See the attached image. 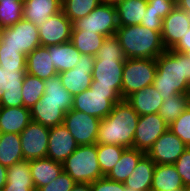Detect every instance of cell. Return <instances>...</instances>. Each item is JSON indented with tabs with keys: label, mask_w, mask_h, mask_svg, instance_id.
<instances>
[{
	"label": "cell",
	"mask_w": 190,
	"mask_h": 191,
	"mask_svg": "<svg viewBox=\"0 0 190 191\" xmlns=\"http://www.w3.org/2000/svg\"><path fill=\"white\" fill-rule=\"evenodd\" d=\"M153 86L163 99L190 91V59L174 50H165L156 58Z\"/></svg>",
	"instance_id": "obj_1"
},
{
	"label": "cell",
	"mask_w": 190,
	"mask_h": 191,
	"mask_svg": "<svg viewBox=\"0 0 190 191\" xmlns=\"http://www.w3.org/2000/svg\"><path fill=\"white\" fill-rule=\"evenodd\" d=\"M139 114L122 99L114 104L112 111L100 121L96 144L133 147Z\"/></svg>",
	"instance_id": "obj_2"
},
{
	"label": "cell",
	"mask_w": 190,
	"mask_h": 191,
	"mask_svg": "<svg viewBox=\"0 0 190 191\" xmlns=\"http://www.w3.org/2000/svg\"><path fill=\"white\" fill-rule=\"evenodd\" d=\"M125 60L118 37L107 36L95 56L91 85L114 87L121 94Z\"/></svg>",
	"instance_id": "obj_3"
},
{
	"label": "cell",
	"mask_w": 190,
	"mask_h": 191,
	"mask_svg": "<svg viewBox=\"0 0 190 191\" xmlns=\"http://www.w3.org/2000/svg\"><path fill=\"white\" fill-rule=\"evenodd\" d=\"M161 32L148 29L139 24L119 26L115 35L119 39L126 59H156L166 50L162 43Z\"/></svg>",
	"instance_id": "obj_4"
},
{
	"label": "cell",
	"mask_w": 190,
	"mask_h": 191,
	"mask_svg": "<svg viewBox=\"0 0 190 191\" xmlns=\"http://www.w3.org/2000/svg\"><path fill=\"white\" fill-rule=\"evenodd\" d=\"M120 100L121 94L114 87L90 85L89 89L73 96L72 109L102 120Z\"/></svg>",
	"instance_id": "obj_5"
},
{
	"label": "cell",
	"mask_w": 190,
	"mask_h": 191,
	"mask_svg": "<svg viewBox=\"0 0 190 191\" xmlns=\"http://www.w3.org/2000/svg\"><path fill=\"white\" fill-rule=\"evenodd\" d=\"M63 171L76 183H92L104 175L97 156V144L81 145L63 162Z\"/></svg>",
	"instance_id": "obj_6"
},
{
	"label": "cell",
	"mask_w": 190,
	"mask_h": 191,
	"mask_svg": "<svg viewBox=\"0 0 190 191\" xmlns=\"http://www.w3.org/2000/svg\"><path fill=\"white\" fill-rule=\"evenodd\" d=\"M157 72L156 59L128 58L123 66L121 97L126 99L136 91L153 85Z\"/></svg>",
	"instance_id": "obj_7"
},
{
	"label": "cell",
	"mask_w": 190,
	"mask_h": 191,
	"mask_svg": "<svg viewBox=\"0 0 190 191\" xmlns=\"http://www.w3.org/2000/svg\"><path fill=\"white\" fill-rule=\"evenodd\" d=\"M72 30L90 31L104 36L116 34L118 29L115 5L101 3L91 13L72 22Z\"/></svg>",
	"instance_id": "obj_8"
},
{
	"label": "cell",
	"mask_w": 190,
	"mask_h": 191,
	"mask_svg": "<svg viewBox=\"0 0 190 191\" xmlns=\"http://www.w3.org/2000/svg\"><path fill=\"white\" fill-rule=\"evenodd\" d=\"M38 46H41L38 27L24 18L12 26L6 27L0 42V47H12L25 55Z\"/></svg>",
	"instance_id": "obj_9"
},
{
	"label": "cell",
	"mask_w": 190,
	"mask_h": 191,
	"mask_svg": "<svg viewBox=\"0 0 190 191\" xmlns=\"http://www.w3.org/2000/svg\"><path fill=\"white\" fill-rule=\"evenodd\" d=\"M100 119L70 109L65 113L63 124L69 130L79 146L96 144L98 138Z\"/></svg>",
	"instance_id": "obj_10"
},
{
	"label": "cell",
	"mask_w": 190,
	"mask_h": 191,
	"mask_svg": "<svg viewBox=\"0 0 190 191\" xmlns=\"http://www.w3.org/2000/svg\"><path fill=\"white\" fill-rule=\"evenodd\" d=\"M49 128L31 121L20 133L21 149L24 160L46 158Z\"/></svg>",
	"instance_id": "obj_11"
},
{
	"label": "cell",
	"mask_w": 190,
	"mask_h": 191,
	"mask_svg": "<svg viewBox=\"0 0 190 191\" xmlns=\"http://www.w3.org/2000/svg\"><path fill=\"white\" fill-rule=\"evenodd\" d=\"M74 68L59 73L62 85L72 96L90 88L95 57L81 54Z\"/></svg>",
	"instance_id": "obj_12"
},
{
	"label": "cell",
	"mask_w": 190,
	"mask_h": 191,
	"mask_svg": "<svg viewBox=\"0 0 190 191\" xmlns=\"http://www.w3.org/2000/svg\"><path fill=\"white\" fill-rule=\"evenodd\" d=\"M168 129L169 125L158 113L139 116L133 148L147 153L155 141Z\"/></svg>",
	"instance_id": "obj_13"
},
{
	"label": "cell",
	"mask_w": 190,
	"mask_h": 191,
	"mask_svg": "<svg viewBox=\"0 0 190 191\" xmlns=\"http://www.w3.org/2000/svg\"><path fill=\"white\" fill-rule=\"evenodd\" d=\"M26 68H5L0 66V106H23L22 84Z\"/></svg>",
	"instance_id": "obj_14"
},
{
	"label": "cell",
	"mask_w": 190,
	"mask_h": 191,
	"mask_svg": "<svg viewBox=\"0 0 190 191\" xmlns=\"http://www.w3.org/2000/svg\"><path fill=\"white\" fill-rule=\"evenodd\" d=\"M188 146L170 129L146 153L155 164H174Z\"/></svg>",
	"instance_id": "obj_15"
},
{
	"label": "cell",
	"mask_w": 190,
	"mask_h": 191,
	"mask_svg": "<svg viewBox=\"0 0 190 191\" xmlns=\"http://www.w3.org/2000/svg\"><path fill=\"white\" fill-rule=\"evenodd\" d=\"M72 22L61 11L51 16L38 27L41 46L58 45L69 42L72 34Z\"/></svg>",
	"instance_id": "obj_16"
},
{
	"label": "cell",
	"mask_w": 190,
	"mask_h": 191,
	"mask_svg": "<svg viewBox=\"0 0 190 191\" xmlns=\"http://www.w3.org/2000/svg\"><path fill=\"white\" fill-rule=\"evenodd\" d=\"M189 29L190 14L176 6L163 19L161 39L165 49H173Z\"/></svg>",
	"instance_id": "obj_17"
},
{
	"label": "cell",
	"mask_w": 190,
	"mask_h": 191,
	"mask_svg": "<svg viewBox=\"0 0 190 191\" xmlns=\"http://www.w3.org/2000/svg\"><path fill=\"white\" fill-rule=\"evenodd\" d=\"M78 146L64 124L49 128L47 158L63 163Z\"/></svg>",
	"instance_id": "obj_18"
},
{
	"label": "cell",
	"mask_w": 190,
	"mask_h": 191,
	"mask_svg": "<svg viewBox=\"0 0 190 191\" xmlns=\"http://www.w3.org/2000/svg\"><path fill=\"white\" fill-rule=\"evenodd\" d=\"M73 103H53L37 101L31 108V120L47 127L62 125L65 113L72 109Z\"/></svg>",
	"instance_id": "obj_19"
},
{
	"label": "cell",
	"mask_w": 190,
	"mask_h": 191,
	"mask_svg": "<svg viewBox=\"0 0 190 191\" xmlns=\"http://www.w3.org/2000/svg\"><path fill=\"white\" fill-rule=\"evenodd\" d=\"M61 11L62 0H24L23 2V18L37 27Z\"/></svg>",
	"instance_id": "obj_20"
},
{
	"label": "cell",
	"mask_w": 190,
	"mask_h": 191,
	"mask_svg": "<svg viewBox=\"0 0 190 191\" xmlns=\"http://www.w3.org/2000/svg\"><path fill=\"white\" fill-rule=\"evenodd\" d=\"M26 73L40 79L46 80L58 74L49 49L46 46H38L27 55Z\"/></svg>",
	"instance_id": "obj_21"
},
{
	"label": "cell",
	"mask_w": 190,
	"mask_h": 191,
	"mask_svg": "<svg viewBox=\"0 0 190 191\" xmlns=\"http://www.w3.org/2000/svg\"><path fill=\"white\" fill-rule=\"evenodd\" d=\"M126 101L139 114H156L163 103V98L153 85L134 92L126 98Z\"/></svg>",
	"instance_id": "obj_22"
},
{
	"label": "cell",
	"mask_w": 190,
	"mask_h": 191,
	"mask_svg": "<svg viewBox=\"0 0 190 191\" xmlns=\"http://www.w3.org/2000/svg\"><path fill=\"white\" fill-rule=\"evenodd\" d=\"M31 121L29 108L0 106V133L20 134Z\"/></svg>",
	"instance_id": "obj_23"
},
{
	"label": "cell",
	"mask_w": 190,
	"mask_h": 191,
	"mask_svg": "<svg viewBox=\"0 0 190 191\" xmlns=\"http://www.w3.org/2000/svg\"><path fill=\"white\" fill-rule=\"evenodd\" d=\"M29 163L35 190L50 184L63 172V163L47 157L30 160Z\"/></svg>",
	"instance_id": "obj_24"
},
{
	"label": "cell",
	"mask_w": 190,
	"mask_h": 191,
	"mask_svg": "<svg viewBox=\"0 0 190 191\" xmlns=\"http://www.w3.org/2000/svg\"><path fill=\"white\" fill-rule=\"evenodd\" d=\"M155 166V162L145 154L131 175L124 181V186L136 191H151Z\"/></svg>",
	"instance_id": "obj_25"
},
{
	"label": "cell",
	"mask_w": 190,
	"mask_h": 191,
	"mask_svg": "<svg viewBox=\"0 0 190 191\" xmlns=\"http://www.w3.org/2000/svg\"><path fill=\"white\" fill-rule=\"evenodd\" d=\"M185 189L182 178L173 164H156L151 191H174Z\"/></svg>",
	"instance_id": "obj_26"
},
{
	"label": "cell",
	"mask_w": 190,
	"mask_h": 191,
	"mask_svg": "<svg viewBox=\"0 0 190 191\" xmlns=\"http://www.w3.org/2000/svg\"><path fill=\"white\" fill-rule=\"evenodd\" d=\"M148 0H123L115 5L119 26L141 24L147 10Z\"/></svg>",
	"instance_id": "obj_27"
},
{
	"label": "cell",
	"mask_w": 190,
	"mask_h": 191,
	"mask_svg": "<svg viewBox=\"0 0 190 191\" xmlns=\"http://www.w3.org/2000/svg\"><path fill=\"white\" fill-rule=\"evenodd\" d=\"M49 55L52 58L58 74L64 71L70 70L80 60L81 53L75 48V46L69 41L58 45H49Z\"/></svg>",
	"instance_id": "obj_28"
},
{
	"label": "cell",
	"mask_w": 190,
	"mask_h": 191,
	"mask_svg": "<svg viewBox=\"0 0 190 191\" xmlns=\"http://www.w3.org/2000/svg\"><path fill=\"white\" fill-rule=\"evenodd\" d=\"M145 154V152L137 150L133 147L125 148L121 158L117 161V163L114 165L112 170L106 175V177L116 182L124 183V181L134 171L139 160Z\"/></svg>",
	"instance_id": "obj_29"
},
{
	"label": "cell",
	"mask_w": 190,
	"mask_h": 191,
	"mask_svg": "<svg viewBox=\"0 0 190 191\" xmlns=\"http://www.w3.org/2000/svg\"><path fill=\"white\" fill-rule=\"evenodd\" d=\"M22 160L20 134L0 133V164L8 168Z\"/></svg>",
	"instance_id": "obj_30"
},
{
	"label": "cell",
	"mask_w": 190,
	"mask_h": 191,
	"mask_svg": "<svg viewBox=\"0 0 190 191\" xmlns=\"http://www.w3.org/2000/svg\"><path fill=\"white\" fill-rule=\"evenodd\" d=\"M106 36L90 31L72 30L70 42L81 54L96 56Z\"/></svg>",
	"instance_id": "obj_31"
},
{
	"label": "cell",
	"mask_w": 190,
	"mask_h": 191,
	"mask_svg": "<svg viewBox=\"0 0 190 191\" xmlns=\"http://www.w3.org/2000/svg\"><path fill=\"white\" fill-rule=\"evenodd\" d=\"M44 87V95L40 99L41 102L73 103V96L62 85L58 74L44 80Z\"/></svg>",
	"instance_id": "obj_32"
},
{
	"label": "cell",
	"mask_w": 190,
	"mask_h": 191,
	"mask_svg": "<svg viewBox=\"0 0 190 191\" xmlns=\"http://www.w3.org/2000/svg\"><path fill=\"white\" fill-rule=\"evenodd\" d=\"M188 108V95L177 94L163 99L158 114L170 125L180 114Z\"/></svg>",
	"instance_id": "obj_33"
},
{
	"label": "cell",
	"mask_w": 190,
	"mask_h": 191,
	"mask_svg": "<svg viewBox=\"0 0 190 191\" xmlns=\"http://www.w3.org/2000/svg\"><path fill=\"white\" fill-rule=\"evenodd\" d=\"M44 80L25 74L22 84L23 106L31 108L44 95Z\"/></svg>",
	"instance_id": "obj_34"
},
{
	"label": "cell",
	"mask_w": 190,
	"mask_h": 191,
	"mask_svg": "<svg viewBox=\"0 0 190 191\" xmlns=\"http://www.w3.org/2000/svg\"><path fill=\"white\" fill-rule=\"evenodd\" d=\"M101 3V0H62V12L74 22L89 15Z\"/></svg>",
	"instance_id": "obj_35"
},
{
	"label": "cell",
	"mask_w": 190,
	"mask_h": 191,
	"mask_svg": "<svg viewBox=\"0 0 190 191\" xmlns=\"http://www.w3.org/2000/svg\"><path fill=\"white\" fill-rule=\"evenodd\" d=\"M125 147L119 145L97 144L98 163L101 172L106 176L121 158Z\"/></svg>",
	"instance_id": "obj_36"
},
{
	"label": "cell",
	"mask_w": 190,
	"mask_h": 191,
	"mask_svg": "<svg viewBox=\"0 0 190 191\" xmlns=\"http://www.w3.org/2000/svg\"><path fill=\"white\" fill-rule=\"evenodd\" d=\"M23 2L18 0H0V25L10 27L23 18Z\"/></svg>",
	"instance_id": "obj_37"
},
{
	"label": "cell",
	"mask_w": 190,
	"mask_h": 191,
	"mask_svg": "<svg viewBox=\"0 0 190 191\" xmlns=\"http://www.w3.org/2000/svg\"><path fill=\"white\" fill-rule=\"evenodd\" d=\"M27 55L12 47H0V66L5 68H26Z\"/></svg>",
	"instance_id": "obj_38"
},
{
	"label": "cell",
	"mask_w": 190,
	"mask_h": 191,
	"mask_svg": "<svg viewBox=\"0 0 190 191\" xmlns=\"http://www.w3.org/2000/svg\"><path fill=\"white\" fill-rule=\"evenodd\" d=\"M169 129L190 147V107L180 114L170 125Z\"/></svg>",
	"instance_id": "obj_39"
},
{
	"label": "cell",
	"mask_w": 190,
	"mask_h": 191,
	"mask_svg": "<svg viewBox=\"0 0 190 191\" xmlns=\"http://www.w3.org/2000/svg\"><path fill=\"white\" fill-rule=\"evenodd\" d=\"M7 182L33 183L29 161L22 160L8 167Z\"/></svg>",
	"instance_id": "obj_40"
},
{
	"label": "cell",
	"mask_w": 190,
	"mask_h": 191,
	"mask_svg": "<svg viewBox=\"0 0 190 191\" xmlns=\"http://www.w3.org/2000/svg\"><path fill=\"white\" fill-rule=\"evenodd\" d=\"M173 165L182 178L184 187L190 188V147L186 148Z\"/></svg>",
	"instance_id": "obj_41"
},
{
	"label": "cell",
	"mask_w": 190,
	"mask_h": 191,
	"mask_svg": "<svg viewBox=\"0 0 190 191\" xmlns=\"http://www.w3.org/2000/svg\"><path fill=\"white\" fill-rule=\"evenodd\" d=\"M75 185L76 182L63 171L57 179L46 186L38 188L36 191H70Z\"/></svg>",
	"instance_id": "obj_42"
},
{
	"label": "cell",
	"mask_w": 190,
	"mask_h": 191,
	"mask_svg": "<svg viewBox=\"0 0 190 191\" xmlns=\"http://www.w3.org/2000/svg\"><path fill=\"white\" fill-rule=\"evenodd\" d=\"M91 191H125V186L121 182L108 179L106 176L90 184Z\"/></svg>",
	"instance_id": "obj_43"
},
{
	"label": "cell",
	"mask_w": 190,
	"mask_h": 191,
	"mask_svg": "<svg viewBox=\"0 0 190 191\" xmlns=\"http://www.w3.org/2000/svg\"><path fill=\"white\" fill-rule=\"evenodd\" d=\"M177 2L166 0H148L147 9H152L158 13L162 20L176 7Z\"/></svg>",
	"instance_id": "obj_44"
},
{
	"label": "cell",
	"mask_w": 190,
	"mask_h": 191,
	"mask_svg": "<svg viewBox=\"0 0 190 191\" xmlns=\"http://www.w3.org/2000/svg\"><path fill=\"white\" fill-rule=\"evenodd\" d=\"M141 25L154 31H162L163 20L158 17V13L147 9L144 18L141 19Z\"/></svg>",
	"instance_id": "obj_45"
},
{
	"label": "cell",
	"mask_w": 190,
	"mask_h": 191,
	"mask_svg": "<svg viewBox=\"0 0 190 191\" xmlns=\"http://www.w3.org/2000/svg\"><path fill=\"white\" fill-rule=\"evenodd\" d=\"M1 191H36L34 183L6 182Z\"/></svg>",
	"instance_id": "obj_46"
},
{
	"label": "cell",
	"mask_w": 190,
	"mask_h": 191,
	"mask_svg": "<svg viewBox=\"0 0 190 191\" xmlns=\"http://www.w3.org/2000/svg\"><path fill=\"white\" fill-rule=\"evenodd\" d=\"M172 50L183 54L190 50V29Z\"/></svg>",
	"instance_id": "obj_47"
},
{
	"label": "cell",
	"mask_w": 190,
	"mask_h": 191,
	"mask_svg": "<svg viewBox=\"0 0 190 191\" xmlns=\"http://www.w3.org/2000/svg\"><path fill=\"white\" fill-rule=\"evenodd\" d=\"M6 182H7V168L0 164V190H2Z\"/></svg>",
	"instance_id": "obj_48"
},
{
	"label": "cell",
	"mask_w": 190,
	"mask_h": 191,
	"mask_svg": "<svg viewBox=\"0 0 190 191\" xmlns=\"http://www.w3.org/2000/svg\"><path fill=\"white\" fill-rule=\"evenodd\" d=\"M70 191H91L90 183H76Z\"/></svg>",
	"instance_id": "obj_49"
},
{
	"label": "cell",
	"mask_w": 190,
	"mask_h": 191,
	"mask_svg": "<svg viewBox=\"0 0 190 191\" xmlns=\"http://www.w3.org/2000/svg\"><path fill=\"white\" fill-rule=\"evenodd\" d=\"M176 6L190 14V0H178Z\"/></svg>",
	"instance_id": "obj_50"
},
{
	"label": "cell",
	"mask_w": 190,
	"mask_h": 191,
	"mask_svg": "<svg viewBox=\"0 0 190 191\" xmlns=\"http://www.w3.org/2000/svg\"><path fill=\"white\" fill-rule=\"evenodd\" d=\"M123 0H101L102 3L104 4H111V5H116L117 3L121 2Z\"/></svg>",
	"instance_id": "obj_51"
},
{
	"label": "cell",
	"mask_w": 190,
	"mask_h": 191,
	"mask_svg": "<svg viewBox=\"0 0 190 191\" xmlns=\"http://www.w3.org/2000/svg\"><path fill=\"white\" fill-rule=\"evenodd\" d=\"M5 27L0 25V42L2 41L3 35H4Z\"/></svg>",
	"instance_id": "obj_52"
},
{
	"label": "cell",
	"mask_w": 190,
	"mask_h": 191,
	"mask_svg": "<svg viewBox=\"0 0 190 191\" xmlns=\"http://www.w3.org/2000/svg\"><path fill=\"white\" fill-rule=\"evenodd\" d=\"M188 95V106L190 107V91L187 93Z\"/></svg>",
	"instance_id": "obj_53"
},
{
	"label": "cell",
	"mask_w": 190,
	"mask_h": 191,
	"mask_svg": "<svg viewBox=\"0 0 190 191\" xmlns=\"http://www.w3.org/2000/svg\"><path fill=\"white\" fill-rule=\"evenodd\" d=\"M188 59H190V50L186 53H184Z\"/></svg>",
	"instance_id": "obj_54"
},
{
	"label": "cell",
	"mask_w": 190,
	"mask_h": 191,
	"mask_svg": "<svg viewBox=\"0 0 190 191\" xmlns=\"http://www.w3.org/2000/svg\"><path fill=\"white\" fill-rule=\"evenodd\" d=\"M125 191H136V190H132V189H130V188H126V187H125Z\"/></svg>",
	"instance_id": "obj_55"
},
{
	"label": "cell",
	"mask_w": 190,
	"mask_h": 191,
	"mask_svg": "<svg viewBox=\"0 0 190 191\" xmlns=\"http://www.w3.org/2000/svg\"><path fill=\"white\" fill-rule=\"evenodd\" d=\"M174 191H185V189H177V190H174Z\"/></svg>",
	"instance_id": "obj_56"
},
{
	"label": "cell",
	"mask_w": 190,
	"mask_h": 191,
	"mask_svg": "<svg viewBox=\"0 0 190 191\" xmlns=\"http://www.w3.org/2000/svg\"><path fill=\"white\" fill-rule=\"evenodd\" d=\"M166 1H170V2H177L176 0H166Z\"/></svg>",
	"instance_id": "obj_57"
}]
</instances>
